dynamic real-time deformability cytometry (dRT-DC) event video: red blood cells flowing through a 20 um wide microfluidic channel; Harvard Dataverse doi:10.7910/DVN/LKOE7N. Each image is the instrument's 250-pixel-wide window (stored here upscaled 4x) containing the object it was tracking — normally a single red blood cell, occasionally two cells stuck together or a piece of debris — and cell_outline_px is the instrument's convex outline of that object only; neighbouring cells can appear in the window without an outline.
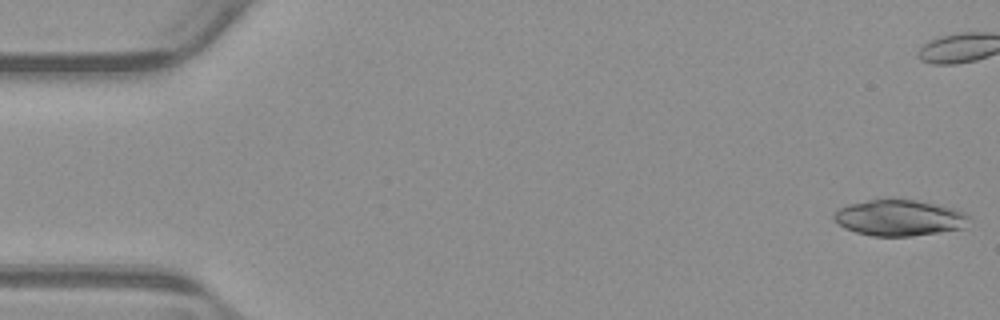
{"species": "common noctule bat (a hibernating species)", "species_latin": "Nyctalus noctula", "temperature_condition": "warm", "stored_images_in_passage": 54, "camera_frame_rate_fps": 3000, "um_per_image_px": 0.085, "animal": {"sex": "male", "body_mass_g": 23.1, "forearm_length_mm": 52.7}, "frame": {"image": 1, "passage_image": 1, "time_ms": 0.0, "image_size_px": [1000, 320], "cell_outline_px": [[972, 216], [964, 228], [912, 236], [872, 236], [856, 232], [844, 228], [832, 216], [840, 208], [848, 204], [880, 196], [888, 196], [916, 200], [936, 204], [952, 208], [964, 212]], "centroid_in_image_um": [76.44, 18.47], "position_along_channel_um": 8.6, "area_um2": 29.07}, "authors_computed_cell_mechanics": {"area_um2": 28.1486, "velocity_mm_per_s": 3.8507, "shape_relaxation_time_tau1_ms": null, "shape_relaxation_time_tau2_ms": 2.6554, "deformation_change_tau1": null, "deformation_change_tau2": 0.0949}}